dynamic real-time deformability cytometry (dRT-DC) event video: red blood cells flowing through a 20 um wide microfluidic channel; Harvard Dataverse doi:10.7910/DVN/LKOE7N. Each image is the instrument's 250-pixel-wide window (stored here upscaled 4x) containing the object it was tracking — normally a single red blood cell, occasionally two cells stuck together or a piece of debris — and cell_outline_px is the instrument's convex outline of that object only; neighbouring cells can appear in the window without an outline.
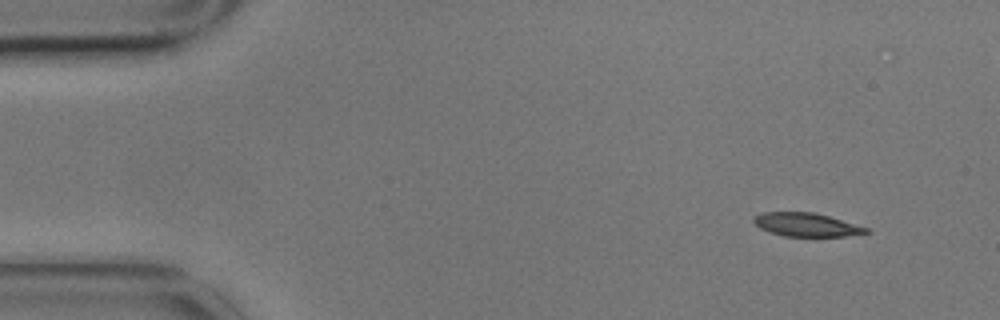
{"species": "common noctule bat (a hibernating species)", "species_latin": "Nyctalus noctula", "temperature_condition": "cold", "stored_images_in_passage": 15, "segment_of_instrument_passage": [1, 2], "camera_frame_rate_fps": 3000, "um_per_image_px": 0.085, "animal": {"sex": "male", "body_mass_g": 17.9}, "frame": {"image": 1, "passage_image": 1, "time_ms": 0.0, "image_size_px": [1000, 320], "cell_outline_px": [[872, 232], [844, 236], [784, 236], [768, 232], [760, 228], [752, 220], [752, 216], [764, 212], [812, 212], [828, 216], [868, 228]], "centroid_in_image_um": [68.5, 19.1], "position_along_channel_um": 16.5, "area_um2": 15.32}}
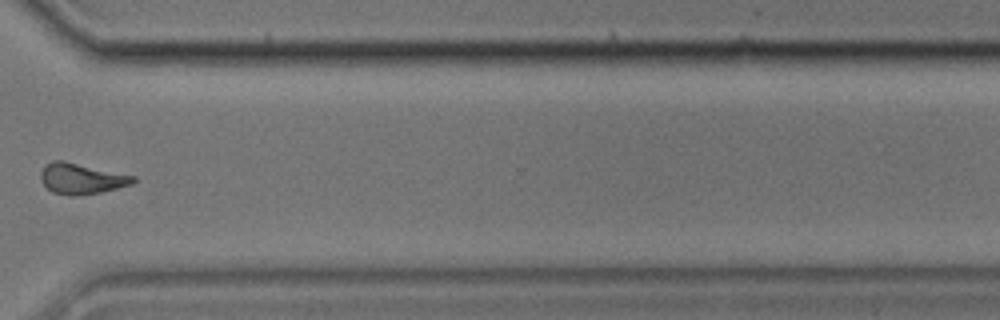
{"frame": {"image": 2, "passage_image": 11, "time_ms": 3.333, "image_size_px": [1000, 320], "cell_outline_px": [[136, 180], [132, 184], [100, 192], [76, 196], [68, 196], [52, 192], [40, 180], [40, 172], [44, 164], [52, 160], [64, 160], [136, 176]], "centroid_in_image_um": [6.89, 15.17], "position_along_channel_um": 363.7, "area_um2": 16.76}}
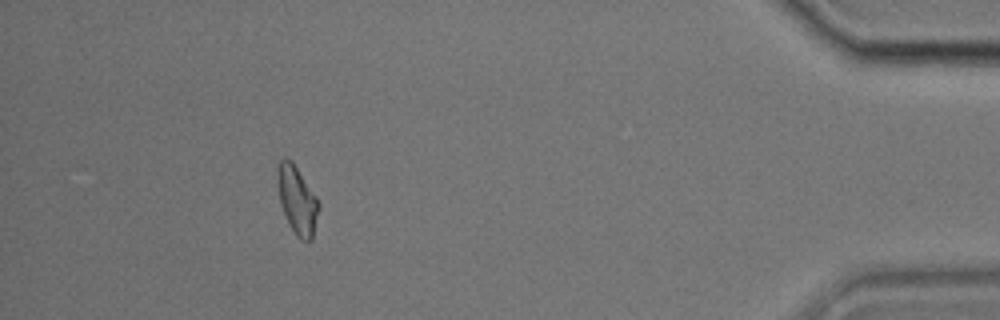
{"frame": {"image": 3, "passage_image": 13, "time_ms": 4.0, "image_size_px": [1000, 320], "cell_outline_px": [[320, 208], [312, 240], [308, 244], [300, 240], [296, 236], [288, 224], [280, 204], [276, 180], [276, 164], [284, 156], [292, 160], [316, 196], [320, 204]], "centroid_in_image_um": [25.24, 17.01], "position_along_channel_um": 410.0, "area_um2": 16.99}}